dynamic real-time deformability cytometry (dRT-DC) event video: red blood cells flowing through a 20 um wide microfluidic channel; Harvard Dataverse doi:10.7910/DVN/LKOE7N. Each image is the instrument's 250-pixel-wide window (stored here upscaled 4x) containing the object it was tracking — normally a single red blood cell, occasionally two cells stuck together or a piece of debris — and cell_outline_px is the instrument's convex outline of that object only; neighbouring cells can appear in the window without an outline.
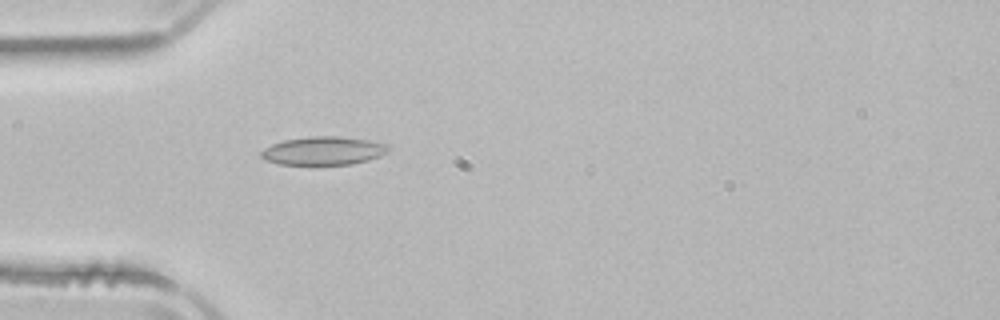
{"species": "common noctule bat (a hibernating species)", "species_latin": "Nyctalus noctula", "temperature_condition": "room temperature", "stored_images_in_passage": 9, "camera_frame_rate_fps": 3000, "um_per_image_px": 0.085, "animal": {"sex": "male", "body_mass_g": 21.5, "forearm_length_mm": 52.0}, "frame": {"image": 1, "passage_image": 3, "time_ms": 0.667, "image_size_px": [1000, 320], "cell_outline_px": [[388, 152], [380, 156], [368, 160], [352, 164], [280, 164], [264, 160], [260, 156], [260, 152], [264, 148], [272, 144], [284, 140], [308, 136], [340, 136], [368, 140], [388, 144]], "centroid_in_image_um": [27.48, 12.81], "position_along_channel_um": 57.5, "area_um2": 21.04}}
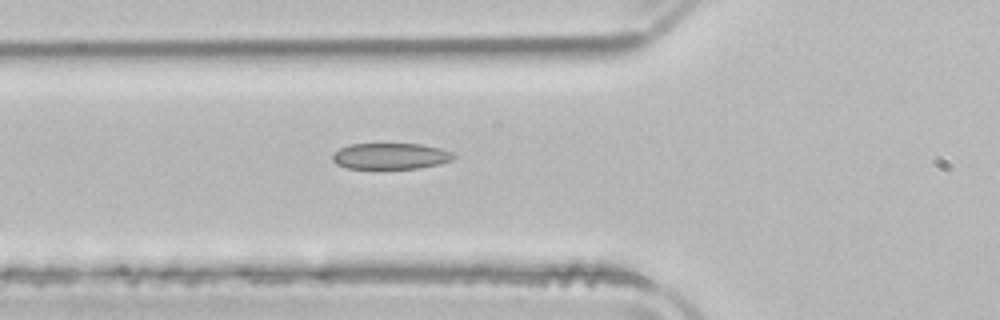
{"frame": {"image": 2, "passage_image": 6, "time_ms": 1.667, "image_size_px": [1000, 320], "cell_outline_px": [[456, 156], [452, 160], [440, 164], [420, 168], [344, 168], [336, 164], [332, 160], [332, 152], [348, 144], [420, 144], [440, 148], [452, 152]], "centroid_in_image_um": [33.17, 13.27], "position_along_channel_um": 92.6, "area_um2": 18.55}}
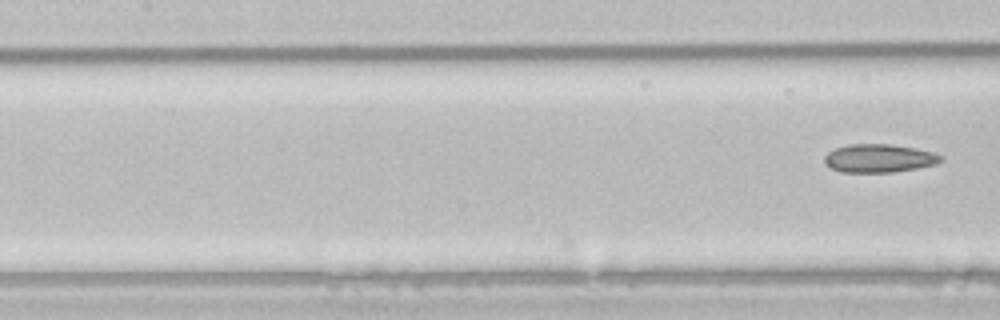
{"frame": {"image": 3, "passage_image": 9, "time_ms": 2.667, "image_size_px": [1000, 320], "cell_outline_px": [[940, 160], [936, 164], [916, 168], [892, 172], [840, 172], [824, 164], [824, 156], [828, 152], [836, 148], [848, 144], [892, 144], [916, 148], [932, 152], [940, 156]], "centroid_in_image_um": [74.66, 13.45], "position_along_channel_um": 132.7, "area_um2": 19.07}}